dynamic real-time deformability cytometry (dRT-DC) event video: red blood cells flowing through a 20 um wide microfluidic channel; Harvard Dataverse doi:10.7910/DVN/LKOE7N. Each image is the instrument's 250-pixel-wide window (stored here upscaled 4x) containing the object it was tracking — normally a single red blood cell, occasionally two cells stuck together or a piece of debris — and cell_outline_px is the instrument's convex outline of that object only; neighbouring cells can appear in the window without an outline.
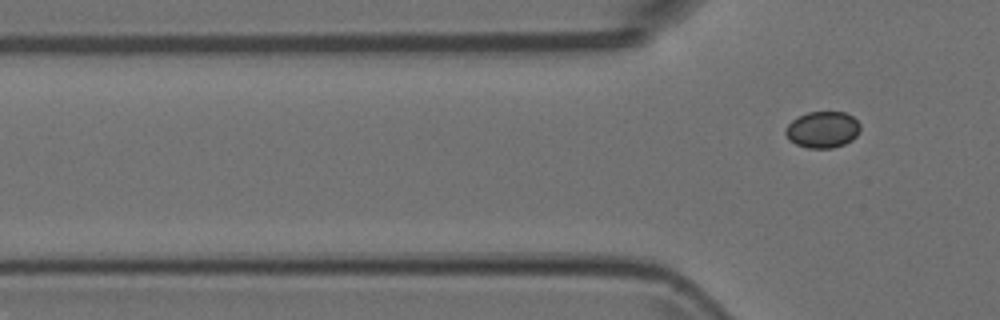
{"species": "Egyptian fruit bat (a non-hibernating species)", "species_latin": "Rousettus aegyptiacus", "temperature_condition": "room temperature", "stored_images_in_passage": 4, "camera_frame_rate_fps": 3000, "um_per_image_px": 0.085, "animal": {"sex": "female"}, "frame": {"image": 1, "passage_image": 4, "time_ms": 1.0, "image_size_px": [1000, 320], "cell_outline_px": [[860, 132], [852, 140], [844, 144], [832, 148], [808, 148], [796, 144], [788, 140], [784, 132], [784, 128], [792, 120], [808, 112], [844, 112], [852, 116], [860, 124]], "centroid_in_image_um": [69.91, 11.02], "position_along_channel_um": 55.9, "area_um2": 15.95}}